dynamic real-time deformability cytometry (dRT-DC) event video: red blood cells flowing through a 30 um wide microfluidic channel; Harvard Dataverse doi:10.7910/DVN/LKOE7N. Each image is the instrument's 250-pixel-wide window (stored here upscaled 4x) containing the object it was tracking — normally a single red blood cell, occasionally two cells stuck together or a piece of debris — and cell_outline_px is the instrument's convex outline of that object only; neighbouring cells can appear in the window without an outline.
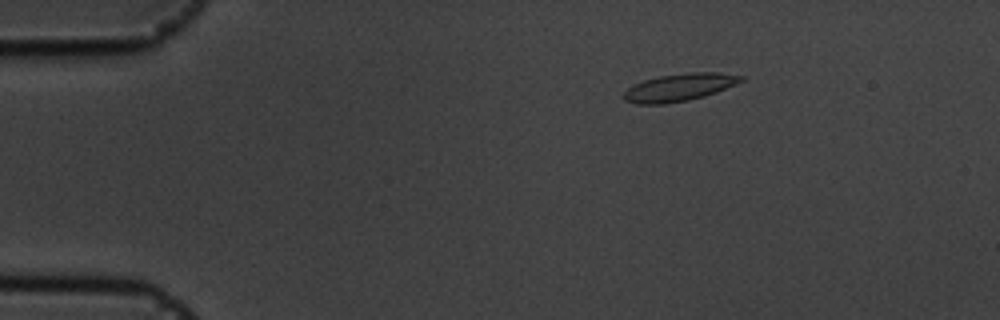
{"species": "common noctule bat (a hibernating species)", "species_latin": "Nyctalus noctula", "temperature_condition": "cold", "stored_images_in_passage": 47, "camera_frame_rate_fps": 3000, "um_per_image_px": 0.085, "animal": {"sex": "male", "body_mass_g": 19.5, "forearm_length_mm": 54.6}, "frame": {"image": 1, "passage_image": 1, "time_ms": 0.0, "image_size_px": [1000, 320], "cell_outline_px": [[744, 80], [716, 92], [704, 96], [688, 100], [664, 104], [636, 104], [624, 100], [620, 96], [632, 84], [644, 80], [660, 76], [688, 72], [720, 72], [744, 76]], "centroid_in_image_um": [57.7, 7.42], "position_along_channel_um": 27.3, "area_um2": 18.9}}
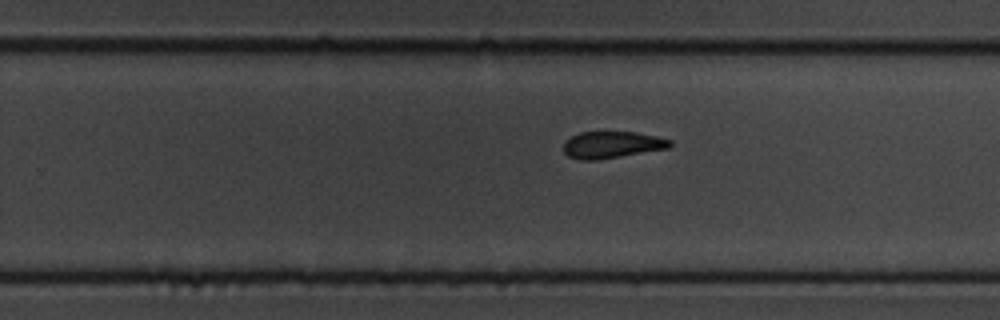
{"frame": {"image": 2, "passage_image": 27, "time_ms": 8.667, "image_size_px": [1000, 320], "cell_outline_px": [[672, 144], [668, 148], [596, 160], [580, 160], [568, 156], [564, 152], [564, 140], [580, 132], [636, 132], [656, 136], [672, 140]], "centroid_in_image_um": [51.99, 12.3], "position_along_channel_um": 277.8, "area_um2": 16.53}}
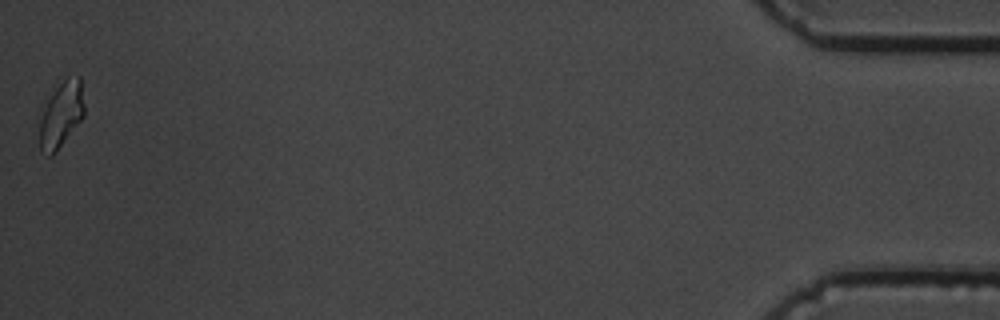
{"frame": {"image": 3, "passage_image": 47, "time_ms": 15.333, "image_size_px": [1000, 320], "cell_outline_px": [[84, 116], [56, 152], [52, 156], [48, 156], [40, 152], [40, 104], [68, 76], [80, 76], [84, 104]], "centroid_in_image_um": [5.16, 9.74], "position_along_channel_um": 430.0, "area_um2": 17.57}, "authors_computed_cell_mechanics": {"area_um2": 17.6868, "velocity_mm_per_s": 3.6439, "shape_relaxation_time_tau1_ms": 4.009, "shape_relaxation_time_tau2_ms": 0.8844, "deformation_change_tau1": 0.104, "deformation_change_tau2": 0.0581}}